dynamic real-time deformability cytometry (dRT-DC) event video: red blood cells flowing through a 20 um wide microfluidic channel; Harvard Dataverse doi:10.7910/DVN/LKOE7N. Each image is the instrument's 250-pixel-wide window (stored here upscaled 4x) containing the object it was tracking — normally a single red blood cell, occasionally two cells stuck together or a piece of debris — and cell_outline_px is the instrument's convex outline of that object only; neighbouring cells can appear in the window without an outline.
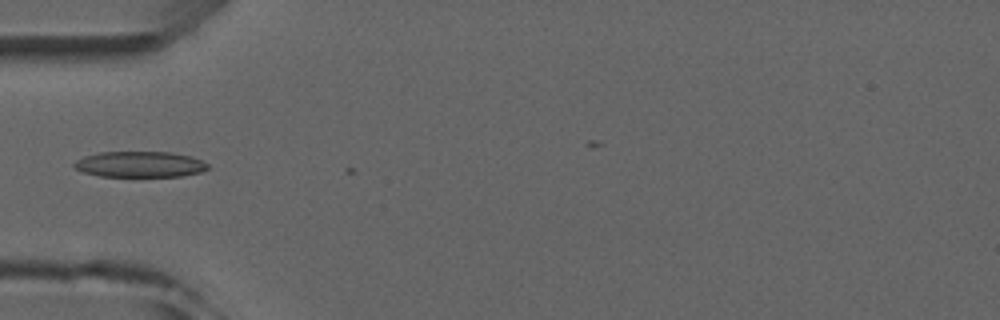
{"species": "common noctule bat (a hibernating species)", "species_latin": "Nyctalus noctula", "temperature_condition": "room temperature", "stored_images_in_passage": 4, "camera_frame_rate_fps": 3000, "um_per_image_px": 0.085, "animal": {"sex": "male", "forearm_length_mm": 52.5}, "frame": {"image": 1, "passage_image": 4, "time_ms": 3.667, "image_size_px": [1000, 320], "cell_outline_px": [[208, 168], [200, 172], [180, 176], [100, 176], [84, 172], [76, 168], [72, 164], [76, 160], [84, 156], [100, 152], [172, 152], [192, 156], [208, 164]], "centroid_in_image_um": [11.88, 13.96], "position_along_channel_um": 73.1, "area_um2": 20.0}}